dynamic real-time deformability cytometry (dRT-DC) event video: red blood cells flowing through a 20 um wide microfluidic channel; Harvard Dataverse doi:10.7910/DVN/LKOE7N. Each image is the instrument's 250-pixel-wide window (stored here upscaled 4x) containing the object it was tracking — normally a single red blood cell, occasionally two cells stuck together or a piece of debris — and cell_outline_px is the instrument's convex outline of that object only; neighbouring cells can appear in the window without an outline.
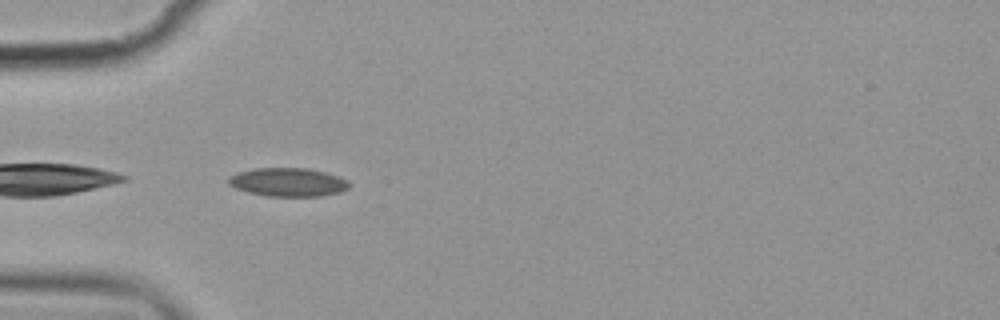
{"species": "common noctule bat (a hibernating species)", "species_latin": "Nyctalus noctula", "temperature_condition": "cold", "stored_images_in_passage": 2, "camera_frame_rate_fps": 3000, "um_per_image_px": 0.085, "animal": {"sex": "female", "body_mass_g": 19.9}, "frame": {"image": 1, "passage_image": 1, "time_ms": 0.0, "image_size_px": [1000, 320], "cell_outline_px": [[352, 184], [348, 188], [340, 192], [320, 196], [268, 196], [248, 192], [236, 188], [228, 184], [228, 176], [236, 172], [256, 168], [308, 168], [324, 172], [348, 180]], "centroid_in_image_um": [24.47, 15.48], "position_along_channel_um": 60.5, "area_um2": 20.11}}
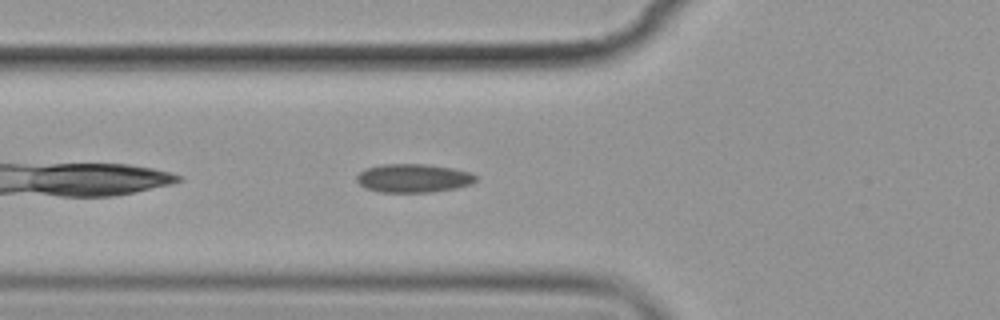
{"frame": {"image": 2, "passage_image": 2, "time_ms": 1.0, "image_size_px": [1000, 320], "cell_outline_px": [[476, 180], [472, 184], [456, 188], [432, 192], [380, 192], [364, 188], [356, 180], [356, 176], [364, 168], [380, 164], [428, 164], [452, 168], [468, 172], [476, 176]], "centroid_in_image_um": [35.1, 15.14], "position_along_channel_um": 90.7, "area_um2": 19.94}}